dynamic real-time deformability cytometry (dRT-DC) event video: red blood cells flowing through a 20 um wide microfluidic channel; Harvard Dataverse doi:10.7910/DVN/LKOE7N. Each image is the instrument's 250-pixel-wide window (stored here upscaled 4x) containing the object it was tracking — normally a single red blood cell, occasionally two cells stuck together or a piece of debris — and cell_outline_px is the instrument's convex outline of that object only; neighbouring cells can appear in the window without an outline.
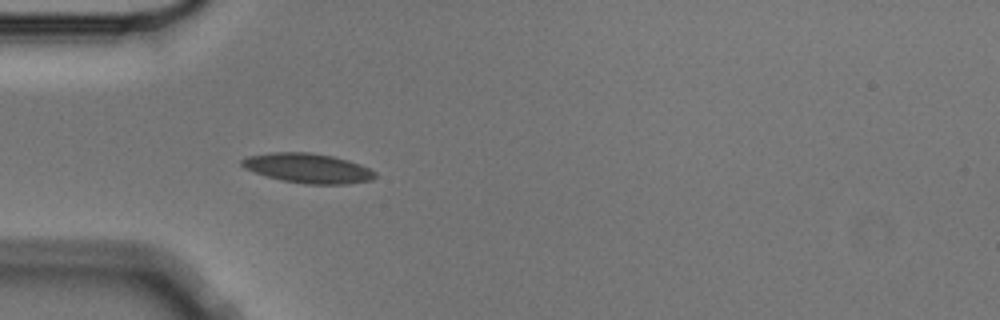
{"species": "Egyptian fruit bat (a non-hibernating species)", "species_latin": "Rousettus aegyptiacus", "temperature_condition": "cold", "stored_images_in_passage": 4, "camera_frame_rate_fps": 3000, "um_per_image_px": 0.085, "animal": {"sex": "male"}, "frame": {"image": 1, "passage_image": 4, "time_ms": 1.0, "image_size_px": [1000, 320], "cell_outline_px": [[376, 176], [372, 180], [348, 184], [304, 184], [280, 180], [244, 168], [240, 164], [240, 160], [248, 156], [268, 152], [308, 152], [332, 156], [348, 160], [360, 164], [376, 172]], "centroid_in_image_um": [26.17, 14.29], "position_along_channel_um": 58.8, "area_um2": 23.06}}